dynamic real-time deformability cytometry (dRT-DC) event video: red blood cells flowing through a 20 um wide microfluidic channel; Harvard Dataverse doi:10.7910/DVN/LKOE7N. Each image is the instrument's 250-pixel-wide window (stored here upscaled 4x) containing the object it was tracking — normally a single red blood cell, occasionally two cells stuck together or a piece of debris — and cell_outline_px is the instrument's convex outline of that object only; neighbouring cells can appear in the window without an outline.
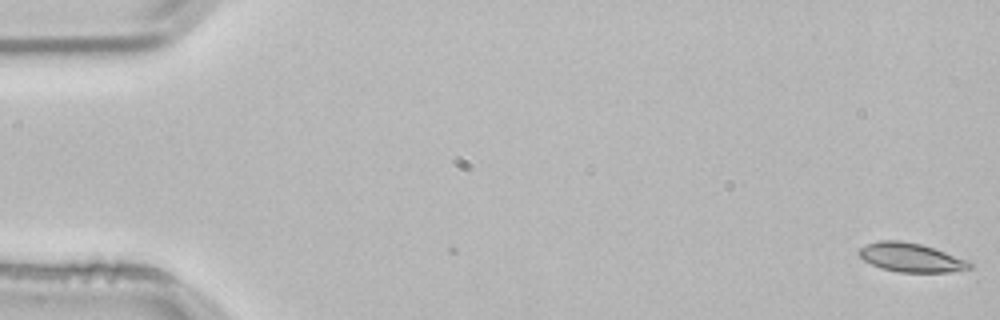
{"species": "common noctule bat (a hibernating species)", "species_latin": "Nyctalus noctula", "temperature_condition": "room temperature", "stored_images_in_passage": 55, "camera_frame_rate_fps": 3000, "um_per_image_px": 0.085, "animal": {"sex": "male", "body_mass_g": 21.5, "forearm_length_mm": 52.0}, "frame": {"image": 1, "passage_image": 1, "time_ms": 0.0, "image_size_px": [1000, 320], "cell_outline_px": [[972, 268], [948, 272], [900, 272], [880, 268], [864, 260], [856, 252], [860, 248], [868, 244], [880, 240], [900, 240], [920, 244], [968, 260], [972, 264]], "centroid_in_image_um": [77.41, 21.89], "position_along_channel_um": 7.6, "area_um2": 18.44}}
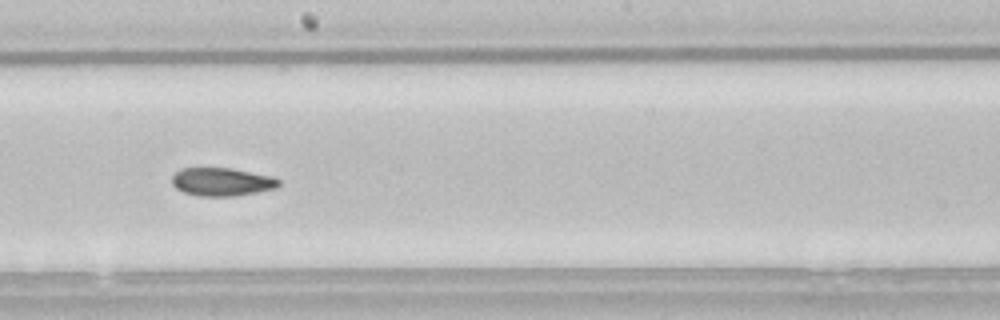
{"frame": {"image": 2, "passage_image": 30, "time_ms": 9.667, "image_size_px": [1000, 320], "cell_outline_px": [[280, 184], [276, 188], [256, 192], [232, 196], [200, 196], [184, 192], [176, 188], [172, 184], [172, 176], [180, 168], [232, 168], [272, 176], [280, 180]], "centroid_in_image_um": [18.85, 15.45], "position_along_channel_um": 229.3, "area_um2": 17.51}}
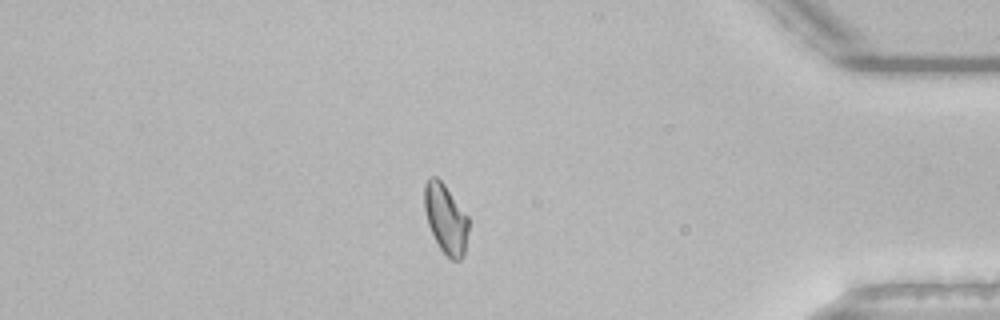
{"frame": {"image": 3, "passage_image": 46, "time_ms": 15.0, "image_size_px": [1000, 320], "cell_outline_px": [[468, 232], [464, 256], [460, 260], [452, 260], [440, 248], [428, 224], [424, 208], [424, 184], [428, 176], [436, 176], [444, 184], [468, 216]], "centroid_in_image_um": [37.88, 18.57], "position_along_channel_um": 397.3, "area_um2": 17.8}, "authors_computed_cell_mechanics": {"area_um2": 18.0336, "velocity_mm_per_s": 3.8039, "shape_relaxation_time_tau1_ms": 11.314, "shape_relaxation_time_tau2_ms": 4.3633, "deformation_change_tau1": 0.175, "deformation_change_tau2": 0.0755}}